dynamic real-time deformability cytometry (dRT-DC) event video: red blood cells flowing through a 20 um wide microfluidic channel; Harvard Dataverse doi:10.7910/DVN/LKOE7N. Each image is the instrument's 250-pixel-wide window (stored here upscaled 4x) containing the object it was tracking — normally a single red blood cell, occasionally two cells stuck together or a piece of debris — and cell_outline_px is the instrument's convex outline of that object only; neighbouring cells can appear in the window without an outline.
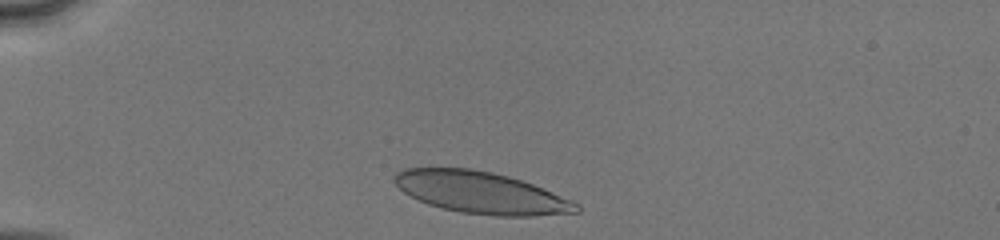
{"species": "human", "species_latin": "Homo sapiens", "temperature_condition": "cold", "stored_images_in_passage": 32, "camera_frame_rate_fps": 3000, "um_per_image_px": 0.085, "donor": {"sex": "male"}, "frame": {"image": 1, "passage_image": 2, "time_ms": 0.333, "image_size_px": [1000, 240], "cell_outline_px": [[580, 212], [532, 216], [496, 216], [460, 212], [440, 208], [428, 204], [404, 192], [392, 180], [392, 176], [396, 172], [404, 168], [468, 168], [492, 172], [508, 176], [532, 184], [572, 200], [580, 204]], "centroid_in_image_um": [40.88, 16.38], "position_along_channel_um": 44.1, "area_um2": 44.22}}
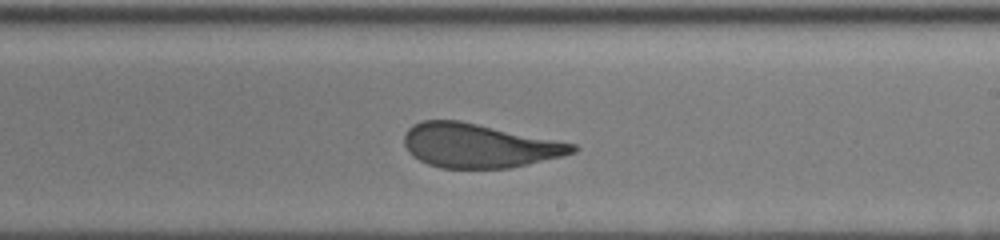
{"frame": {"image": 2, "passage_image": 20, "time_ms": 6.333, "image_size_px": [1000, 240], "cell_outline_px": [[580, 148], [576, 152], [528, 164], [508, 168], [440, 168], [428, 164], [412, 156], [408, 152], [404, 144], [404, 136], [408, 128], [412, 124], [420, 120], [460, 120], [576, 144]], "centroid_in_image_um": [40.67, 12.37], "position_along_channel_um": 248.3, "area_um2": 43.23}}
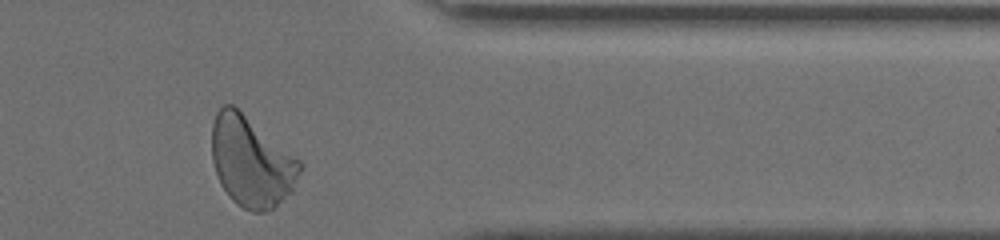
{"frame": {"image": 3, "passage_image": 31, "time_ms": 10.0, "image_size_px": [1000, 240], "cell_outline_px": [[304, 164], [292, 192], [272, 208], [264, 212], [252, 212], [236, 204], [232, 200], [220, 184], [212, 160], [212, 124], [216, 112], [224, 104], [232, 104], [300, 160]], "centroid_in_image_um": [21.36, 13.75], "position_along_channel_um": 390.0, "area_um2": 46.12}, "authors_computed_cell_mechanics": {"area_um2": 44.1014, "velocity_mm_per_s": 4.1068, "shape_relaxation_time_tau1_ms": 4.3001, "shape_relaxation_time_tau2_ms": 0.587, "deformation_change_tau1": 0.1636, "deformation_change_tau2": 0.0735}}